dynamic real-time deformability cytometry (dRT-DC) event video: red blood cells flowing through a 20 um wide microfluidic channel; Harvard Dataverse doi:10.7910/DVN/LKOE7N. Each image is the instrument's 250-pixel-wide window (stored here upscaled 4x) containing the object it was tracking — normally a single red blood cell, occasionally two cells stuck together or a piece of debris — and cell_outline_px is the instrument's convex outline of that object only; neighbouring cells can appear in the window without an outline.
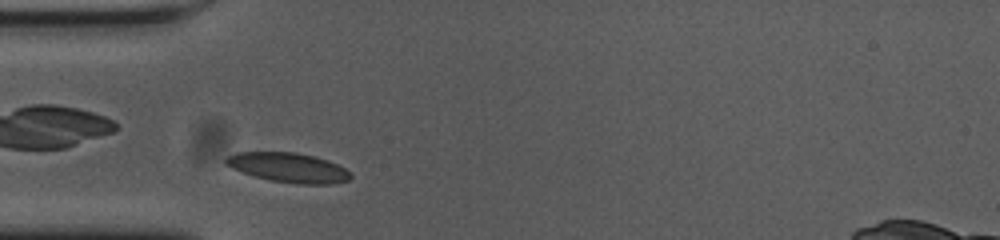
{"species": "common noctule bat (a hibernating species)", "species_latin": "Nyctalus noctula", "temperature_condition": "cold", "stored_images_in_passage": 40, "camera_frame_rate_fps": 3000, "um_per_image_px": 0.085, "animal": {"sex": "female", "body_mass_g": 23.0, "forearm_length_mm": 53.4}, "frame": {"image": 1, "passage_image": 3, "time_ms": 0.667, "image_size_px": [1000, 240], "cell_outline_px": [[352, 176], [348, 180], [332, 184], [300, 184], [272, 180], [256, 176], [232, 168], [224, 164], [224, 160], [228, 156], [236, 152], [296, 152], [316, 156], [328, 160], [352, 172]], "centroid_in_image_um": [24.54, 14.23], "position_along_channel_um": 60.5, "area_um2": 21.44}}
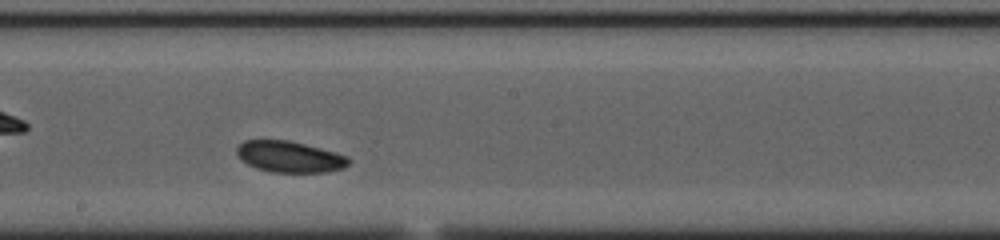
{"frame": {"image": 2, "passage_image": 17, "time_ms": 5.333, "image_size_px": [1000, 240], "cell_outline_px": [[352, 160], [344, 168], [328, 172], [272, 172], [256, 168], [248, 164], [236, 152], [236, 148], [244, 140], [288, 140], [336, 152], [348, 156]], "centroid_in_image_um": [24.66, 13.32], "position_along_channel_um": 223.5, "area_um2": 20.29}}
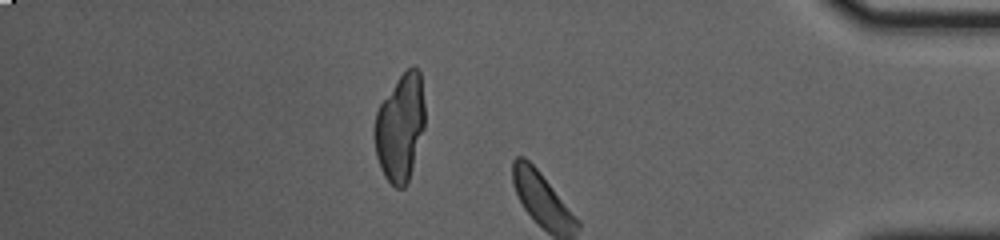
{"frame": {"image": 3, "passage_image": 33, "time_ms": 10.667, "image_size_px": [1000, 240], "cell_outline_px": [[424, 128], [408, 184], [404, 188], [396, 188], [384, 176], [380, 168], [376, 156], [372, 132], [376, 112], [380, 104], [396, 80], [412, 64], [420, 72], [424, 104]], "centroid_in_image_um": [33.99, 10.86], "position_along_channel_um": 401.2, "area_um2": 31.79}, "authors_computed_cell_mechanics": {"area_um2": 20.8369, "velocity_mm_per_s": 3.5447, "shape_relaxation_time_tau1_ms": 0.8203, "shape_relaxation_time_tau2_ms": null, "deformation_change_tau1": 0.0444, "deformation_change_tau2": null}}